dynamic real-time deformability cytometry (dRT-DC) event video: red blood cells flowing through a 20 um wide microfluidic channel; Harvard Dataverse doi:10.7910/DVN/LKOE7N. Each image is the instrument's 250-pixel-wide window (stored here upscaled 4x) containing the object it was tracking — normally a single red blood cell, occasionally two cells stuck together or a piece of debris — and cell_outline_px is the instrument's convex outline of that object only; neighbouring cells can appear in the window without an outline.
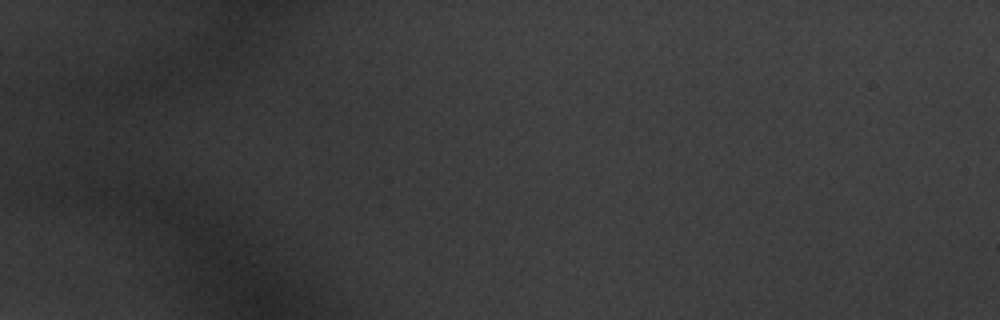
{"species": "common noctule bat (a hibernating species)", "species_latin": "Nyctalus noctula", "temperature_condition": "warm", "stored_images_in_passage": 3, "camera_frame_rate_fps": 3000, "um_per_image_px": 0.085, "animal": {"sex": "male", "body_mass_g": 20.1, "forearm_length_mm": 53.5}, "frame": {"image": 1, "passage_image": 1, "time_ms": 0.0, "image_size_px": [1000, 320], "cell_outline_px": [[132, 112], [96, 120], [60, 120], [60, 104], [64, 100], [112, 92], [132, 92]], "centroid_in_image_um": [8.21, 9.06], "position_along_channel_um": 76.8, "area_um2": 11.85}}